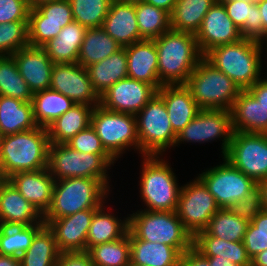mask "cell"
Segmentation results:
<instances>
[{"instance_id":"1","label":"cell","mask_w":267,"mask_h":266,"mask_svg":"<svg viewBox=\"0 0 267 266\" xmlns=\"http://www.w3.org/2000/svg\"><path fill=\"white\" fill-rule=\"evenodd\" d=\"M158 52V77L161 85H185L203 58L196 36L169 30L153 39Z\"/></svg>"},{"instance_id":"2","label":"cell","mask_w":267,"mask_h":266,"mask_svg":"<svg viewBox=\"0 0 267 266\" xmlns=\"http://www.w3.org/2000/svg\"><path fill=\"white\" fill-rule=\"evenodd\" d=\"M47 128L0 137V171L6 178L17 172L38 171L48 167Z\"/></svg>"},{"instance_id":"3","label":"cell","mask_w":267,"mask_h":266,"mask_svg":"<svg viewBox=\"0 0 267 266\" xmlns=\"http://www.w3.org/2000/svg\"><path fill=\"white\" fill-rule=\"evenodd\" d=\"M263 45L242 38L232 44L212 48L203 57L225 73L241 90L249 89L261 77Z\"/></svg>"},{"instance_id":"4","label":"cell","mask_w":267,"mask_h":266,"mask_svg":"<svg viewBox=\"0 0 267 266\" xmlns=\"http://www.w3.org/2000/svg\"><path fill=\"white\" fill-rule=\"evenodd\" d=\"M110 189L96 178H65L54 183L51 205L43 215L51 220L73 215L86 209H98L108 198ZM105 201V202H104Z\"/></svg>"},{"instance_id":"5","label":"cell","mask_w":267,"mask_h":266,"mask_svg":"<svg viewBox=\"0 0 267 266\" xmlns=\"http://www.w3.org/2000/svg\"><path fill=\"white\" fill-rule=\"evenodd\" d=\"M114 162L110 154L82 153L61 143L49 145L47 168L55 181L76 177L96 178L110 189L109 174L106 173Z\"/></svg>"},{"instance_id":"6","label":"cell","mask_w":267,"mask_h":266,"mask_svg":"<svg viewBox=\"0 0 267 266\" xmlns=\"http://www.w3.org/2000/svg\"><path fill=\"white\" fill-rule=\"evenodd\" d=\"M140 176V195L145 210L176 211L181 187L169 163L160 156L144 155ZM179 186V187H178Z\"/></svg>"},{"instance_id":"7","label":"cell","mask_w":267,"mask_h":266,"mask_svg":"<svg viewBox=\"0 0 267 266\" xmlns=\"http://www.w3.org/2000/svg\"><path fill=\"white\" fill-rule=\"evenodd\" d=\"M129 230L141 240L178 248L182 253L193 246V237L175 211L137 210L129 214Z\"/></svg>"},{"instance_id":"8","label":"cell","mask_w":267,"mask_h":266,"mask_svg":"<svg viewBox=\"0 0 267 266\" xmlns=\"http://www.w3.org/2000/svg\"><path fill=\"white\" fill-rule=\"evenodd\" d=\"M185 86L200 109L229 111L242 91L234 81L204 57L198 62Z\"/></svg>"},{"instance_id":"9","label":"cell","mask_w":267,"mask_h":266,"mask_svg":"<svg viewBox=\"0 0 267 266\" xmlns=\"http://www.w3.org/2000/svg\"><path fill=\"white\" fill-rule=\"evenodd\" d=\"M139 139V153L162 156L175 147L177 134L173 131L162 97L157 93L135 115Z\"/></svg>"},{"instance_id":"10","label":"cell","mask_w":267,"mask_h":266,"mask_svg":"<svg viewBox=\"0 0 267 266\" xmlns=\"http://www.w3.org/2000/svg\"><path fill=\"white\" fill-rule=\"evenodd\" d=\"M91 126L100 138L102 146L115 160L125 153V149L128 150L132 146L139 151L135 115L110 111L97 105L91 114Z\"/></svg>"},{"instance_id":"11","label":"cell","mask_w":267,"mask_h":266,"mask_svg":"<svg viewBox=\"0 0 267 266\" xmlns=\"http://www.w3.org/2000/svg\"><path fill=\"white\" fill-rule=\"evenodd\" d=\"M219 209L215 198L198 177L181 186L175 212L192 237L207 228Z\"/></svg>"},{"instance_id":"12","label":"cell","mask_w":267,"mask_h":266,"mask_svg":"<svg viewBox=\"0 0 267 266\" xmlns=\"http://www.w3.org/2000/svg\"><path fill=\"white\" fill-rule=\"evenodd\" d=\"M224 158L256 183L267 179V134L234 132Z\"/></svg>"},{"instance_id":"13","label":"cell","mask_w":267,"mask_h":266,"mask_svg":"<svg viewBox=\"0 0 267 266\" xmlns=\"http://www.w3.org/2000/svg\"><path fill=\"white\" fill-rule=\"evenodd\" d=\"M223 163L198 175L220 208L244 199L257 183L223 157Z\"/></svg>"},{"instance_id":"14","label":"cell","mask_w":267,"mask_h":266,"mask_svg":"<svg viewBox=\"0 0 267 266\" xmlns=\"http://www.w3.org/2000/svg\"><path fill=\"white\" fill-rule=\"evenodd\" d=\"M234 130L230 111L200 109L195 118L177 135L175 146L182 142H211L221 139V152L227 153Z\"/></svg>"},{"instance_id":"15","label":"cell","mask_w":267,"mask_h":266,"mask_svg":"<svg viewBox=\"0 0 267 266\" xmlns=\"http://www.w3.org/2000/svg\"><path fill=\"white\" fill-rule=\"evenodd\" d=\"M73 21L69 0L49 1L30 9L29 44L34 47H42Z\"/></svg>"},{"instance_id":"16","label":"cell","mask_w":267,"mask_h":266,"mask_svg":"<svg viewBox=\"0 0 267 266\" xmlns=\"http://www.w3.org/2000/svg\"><path fill=\"white\" fill-rule=\"evenodd\" d=\"M50 89L58 91L75 104L97 106L100 97L93 89L87 69L78 63L54 64Z\"/></svg>"},{"instance_id":"17","label":"cell","mask_w":267,"mask_h":266,"mask_svg":"<svg viewBox=\"0 0 267 266\" xmlns=\"http://www.w3.org/2000/svg\"><path fill=\"white\" fill-rule=\"evenodd\" d=\"M157 94L151 85L126 77L112 85L100 96V104L107 110L136 115Z\"/></svg>"},{"instance_id":"18","label":"cell","mask_w":267,"mask_h":266,"mask_svg":"<svg viewBox=\"0 0 267 266\" xmlns=\"http://www.w3.org/2000/svg\"><path fill=\"white\" fill-rule=\"evenodd\" d=\"M195 36L203 56L216 46L232 44L242 39L240 29L227 15L220 0H216L211 6Z\"/></svg>"},{"instance_id":"19","label":"cell","mask_w":267,"mask_h":266,"mask_svg":"<svg viewBox=\"0 0 267 266\" xmlns=\"http://www.w3.org/2000/svg\"><path fill=\"white\" fill-rule=\"evenodd\" d=\"M96 210H82L67 217L53 219L47 224L54 234L60 253L87 251V234Z\"/></svg>"},{"instance_id":"20","label":"cell","mask_w":267,"mask_h":266,"mask_svg":"<svg viewBox=\"0 0 267 266\" xmlns=\"http://www.w3.org/2000/svg\"><path fill=\"white\" fill-rule=\"evenodd\" d=\"M12 57L17 64L19 74L33 94L50 88L54 63L43 47L28 45L19 49Z\"/></svg>"},{"instance_id":"21","label":"cell","mask_w":267,"mask_h":266,"mask_svg":"<svg viewBox=\"0 0 267 266\" xmlns=\"http://www.w3.org/2000/svg\"><path fill=\"white\" fill-rule=\"evenodd\" d=\"M23 198L43 216L51 205L55 179L48 168L38 171L17 172L7 178Z\"/></svg>"},{"instance_id":"22","label":"cell","mask_w":267,"mask_h":266,"mask_svg":"<svg viewBox=\"0 0 267 266\" xmlns=\"http://www.w3.org/2000/svg\"><path fill=\"white\" fill-rule=\"evenodd\" d=\"M45 224L43 216L8 180L0 188V225Z\"/></svg>"},{"instance_id":"23","label":"cell","mask_w":267,"mask_h":266,"mask_svg":"<svg viewBox=\"0 0 267 266\" xmlns=\"http://www.w3.org/2000/svg\"><path fill=\"white\" fill-rule=\"evenodd\" d=\"M127 55L128 77L153 85L162 86L158 77V52L154 40H141L124 47Z\"/></svg>"},{"instance_id":"24","label":"cell","mask_w":267,"mask_h":266,"mask_svg":"<svg viewBox=\"0 0 267 266\" xmlns=\"http://www.w3.org/2000/svg\"><path fill=\"white\" fill-rule=\"evenodd\" d=\"M102 28L122 48L144 40L138 28L135 3L111 1Z\"/></svg>"},{"instance_id":"25","label":"cell","mask_w":267,"mask_h":266,"mask_svg":"<svg viewBox=\"0 0 267 266\" xmlns=\"http://www.w3.org/2000/svg\"><path fill=\"white\" fill-rule=\"evenodd\" d=\"M157 93L162 97L173 131L178 135L200 108L185 85H162Z\"/></svg>"},{"instance_id":"26","label":"cell","mask_w":267,"mask_h":266,"mask_svg":"<svg viewBox=\"0 0 267 266\" xmlns=\"http://www.w3.org/2000/svg\"><path fill=\"white\" fill-rule=\"evenodd\" d=\"M234 132L267 134V107L242 90L231 109Z\"/></svg>"},{"instance_id":"27","label":"cell","mask_w":267,"mask_h":266,"mask_svg":"<svg viewBox=\"0 0 267 266\" xmlns=\"http://www.w3.org/2000/svg\"><path fill=\"white\" fill-rule=\"evenodd\" d=\"M130 263L140 266H179L181 255L178 248L138 239L129 230Z\"/></svg>"},{"instance_id":"28","label":"cell","mask_w":267,"mask_h":266,"mask_svg":"<svg viewBox=\"0 0 267 266\" xmlns=\"http://www.w3.org/2000/svg\"><path fill=\"white\" fill-rule=\"evenodd\" d=\"M86 30V27L73 21L42 47L48 52L54 64L77 63Z\"/></svg>"},{"instance_id":"29","label":"cell","mask_w":267,"mask_h":266,"mask_svg":"<svg viewBox=\"0 0 267 266\" xmlns=\"http://www.w3.org/2000/svg\"><path fill=\"white\" fill-rule=\"evenodd\" d=\"M37 127L32 102L0 95V137Z\"/></svg>"},{"instance_id":"30","label":"cell","mask_w":267,"mask_h":266,"mask_svg":"<svg viewBox=\"0 0 267 266\" xmlns=\"http://www.w3.org/2000/svg\"><path fill=\"white\" fill-rule=\"evenodd\" d=\"M93 89L99 97L119 80L128 77L125 48L86 67Z\"/></svg>"},{"instance_id":"31","label":"cell","mask_w":267,"mask_h":266,"mask_svg":"<svg viewBox=\"0 0 267 266\" xmlns=\"http://www.w3.org/2000/svg\"><path fill=\"white\" fill-rule=\"evenodd\" d=\"M94 107L74 104L47 127L49 143H67L72 137L91 125V114Z\"/></svg>"},{"instance_id":"32","label":"cell","mask_w":267,"mask_h":266,"mask_svg":"<svg viewBox=\"0 0 267 266\" xmlns=\"http://www.w3.org/2000/svg\"><path fill=\"white\" fill-rule=\"evenodd\" d=\"M193 247L205 257L221 256L239 266H251L243 241L219 239L204 230L193 237Z\"/></svg>"},{"instance_id":"33","label":"cell","mask_w":267,"mask_h":266,"mask_svg":"<svg viewBox=\"0 0 267 266\" xmlns=\"http://www.w3.org/2000/svg\"><path fill=\"white\" fill-rule=\"evenodd\" d=\"M233 23L240 29L242 38L263 45V22L258 5L236 0H220Z\"/></svg>"},{"instance_id":"34","label":"cell","mask_w":267,"mask_h":266,"mask_svg":"<svg viewBox=\"0 0 267 266\" xmlns=\"http://www.w3.org/2000/svg\"><path fill=\"white\" fill-rule=\"evenodd\" d=\"M104 207L102 205L94 212L87 234V251L93 246L118 240L129 231V217L118 219L112 213L105 212Z\"/></svg>"},{"instance_id":"35","label":"cell","mask_w":267,"mask_h":266,"mask_svg":"<svg viewBox=\"0 0 267 266\" xmlns=\"http://www.w3.org/2000/svg\"><path fill=\"white\" fill-rule=\"evenodd\" d=\"M31 102L34 121L37 126L44 128H47L75 104L64 94L50 88L34 93Z\"/></svg>"},{"instance_id":"36","label":"cell","mask_w":267,"mask_h":266,"mask_svg":"<svg viewBox=\"0 0 267 266\" xmlns=\"http://www.w3.org/2000/svg\"><path fill=\"white\" fill-rule=\"evenodd\" d=\"M216 0H176L170 14L171 29L196 34L203 19Z\"/></svg>"},{"instance_id":"37","label":"cell","mask_w":267,"mask_h":266,"mask_svg":"<svg viewBox=\"0 0 267 266\" xmlns=\"http://www.w3.org/2000/svg\"><path fill=\"white\" fill-rule=\"evenodd\" d=\"M121 48L102 27L87 29L79 50L77 63L86 68L106 59Z\"/></svg>"},{"instance_id":"38","label":"cell","mask_w":267,"mask_h":266,"mask_svg":"<svg viewBox=\"0 0 267 266\" xmlns=\"http://www.w3.org/2000/svg\"><path fill=\"white\" fill-rule=\"evenodd\" d=\"M60 251L53 232L45 225L20 256L21 266H56Z\"/></svg>"},{"instance_id":"39","label":"cell","mask_w":267,"mask_h":266,"mask_svg":"<svg viewBox=\"0 0 267 266\" xmlns=\"http://www.w3.org/2000/svg\"><path fill=\"white\" fill-rule=\"evenodd\" d=\"M136 19L140 36L153 40L171 30L170 13L144 1L135 3Z\"/></svg>"},{"instance_id":"40","label":"cell","mask_w":267,"mask_h":266,"mask_svg":"<svg viewBox=\"0 0 267 266\" xmlns=\"http://www.w3.org/2000/svg\"><path fill=\"white\" fill-rule=\"evenodd\" d=\"M44 226L45 224L30 226L0 225V254L20 258L32 244L34 236Z\"/></svg>"},{"instance_id":"41","label":"cell","mask_w":267,"mask_h":266,"mask_svg":"<svg viewBox=\"0 0 267 266\" xmlns=\"http://www.w3.org/2000/svg\"><path fill=\"white\" fill-rule=\"evenodd\" d=\"M250 222L233 214L228 208H220L211 218L205 231L219 239L243 241Z\"/></svg>"},{"instance_id":"42","label":"cell","mask_w":267,"mask_h":266,"mask_svg":"<svg viewBox=\"0 0 267 266\" xmlns=\"http://www.w3.org/2000/svg\"><path fill=\"white\" fill-rule=\"evenodd\" d=\"M0 95L25 102L32 101L33 93L19 74L12 56H0Z\"/></svg>"},{"instance_id":"43","label":"cell","mask_w":267,"mask_h":266,"mask_svg":"<svg viewBox=\"0 0 267 266\" xmlns=\"http://www.w3.org/2000/svg\"><path fill=\"white\" fill-rule=\"evenodd\" d=\"M87 252L94 266H128L130 264L129 231L120 239L93 246Z\"/></svg>"},{"instance_id":"44","label":"cell","mask_w":267,"mask_h":266,"mask_svg":"<svg viewBox=\"0 0 267 266\" xmlns=\"http://www.w3.org/2000/svg\"><path fill=\"white\" fill-rule=\"evenodd\" d=\"M69 2L74 21L87 29L102 27L111 5V0H69Z\"/></svg>"},{"instance_id":"45","label":"cell","mask_w":267,"mask_h":266,"mask_svg":"<svg viewBox=\"0 0 267 266\" xmlns=\"http://www.w3.org/2000/svg\"><path fill=\"white\" fill-rule=\"evenodd\" d=\"M29 44L28 21L0 24V56H12Z\"/></svg>"},{"instance_id":"46","label":"cell","mask_w":267,"mask_h":266,"mask_svg":"<svg viewBox=\"0 0 267 266\" xmlns=\"http://www.w3.org/2000/svg\"><path fill=\"white\" fill-rule=\"evenodd\" d=\"M228 209L240 218L251 222L263 209L261 190L258 184L249 191L244 199L237 200Z\"/></svg>"},{"instance_id":"47","label":"cell","mask_w":267,"mask_h":266,"mask_svg":"<svg viewBox=\"0 0 267 266\" xmlns=\"http://www.w3.org/2000/svg\"><path fill=\"white\" fill-rule=\"evenodd\" d=\"M66 144L82 153L109 154L91 125L72 137Z\"/></svg>"},{"instance_id":"48","label":"cell","mask_w":267,"mask_h":266,"mask_svg":"<svg viewBox=\"0 0 267 266\" xmlns=\"http://www.w3.org/2000/svg\"><path fill=\"white\" fill-rule=\"evenodd\" d=\"M30 9L26 0H0V24L28 21Z\"/></svg>"},{"instance_id":"49","label":"cell","mask_w":267,"mask_h":266,"mask_svg":"<svg viewBox=\"0 0 267 266\" xmlns=\"http://www.w3.org/2000/svg\"><path fill=\"white\" fill-rule=\"evenodd\" d=\"M56 266H94L87 251L61 252Z\"/></svg>"},{"instance_id":"50","label":"cell","mask_w":267,"mask_h":266,"mask_svg":"<svg viewBox=\"0 0 267 266\" xmlns=\"http://www.w3.org/2000/svg\"><path fill=\"white\" fill-rule=\"evenodd\" d=\"M243 243L247 255L252 259L258 253L267 250V235L260 233H245Z\"/></svg>"},{"instance_id":"51","label":"cell","mask_w":267,"mask_h":266,"mask_svg":"<svg viewBox=\"0 0 267 266\" xmlns=\"http://www.w3.org/2000/svg\"><path fill=\"white\" fill-rule=\"evenodd\" d=\"M179 266H210V263L205 256L192 246L181 255Z\"/></svg>"},{"instance_id":"52","label":"cell","mask_w":267,"mask_h":266,"mask_svg":"<svg viewBox=\"0 0 267 266\" xmlns=\"http://www.w3.org/2000/svg\"><path fill=\"white\" fill-rule=\"evenodd\" d=\"M247 91L262 105L267 107V77L262 76Z\"/></svg>"},{"instance_id":"53","label":"cell","mask_w":267,"mask_h":266,"mask_svg":"<svg viewBox=\"0 0 267 266\" xmlns=\"http://www.w3.org/2000/svg\"><path fill=\"white\" fill-rule=\"evenodd\" d=\"M246 233H260L267 235V211L262 209L248 224Z\"/></svg>"},{"instance_id":"54","label":"cell","mask_w":267,"mask_h":266,"mask_svg":"<svg viewBox=\"0 0 267 266\" xmlns=\"http://www.w3.org/2000/svg\"><path fill=\"white\" fill-rule=\"evenodd\" d=\"M143 1L155 7L164 9L170 14L172 13L176 2V0H143Z\"/></svg>"},{"instance_id":"55","label":"cell","mask_w":267,"mask_h":266,"mask_svg":"<svg viewBox=\"0 0 267 266\" xmlns=\"http://www.w3.org/2000/svg\"><path fill=\"white\" fill-rule=\"evenodd\" d=\"M258 9L262 16L263 22V45L264 42L267 40V0H260L258 3Z\"/></svg>"},{"instance_id":"56","label":"cell","mask_w":267,"mask_h":266,"mask_svg":"<svg viewBox=\"0 0 267 266\" xmlns=\"http://www.w3.org/2000/svg\"><path fill=\"white\" fill-rule=\"evenodd\" d=\"M209 260L210 266H239L229 259L221 256L206 257Z\"/></svg>"},{"instance_id":"57","label":"cell","mask_w":267,"mask_h":266,"mask_svg":"<svg viewBox=\"0 0 267 266\" xmlns=\"http://www.w3.org/2000/svg\"><path fill=\"white\" fill-rule=\"evenodd\" d=\"M251 266H267V250H264L251 259Z\"/></svg>"},{"instance_id":"58","label":"cell","mask_w":267,"mask_h":266,"mask_svg":"<svg viewBox=\"0 0 267 266\" xmlns=\"http://www.w3.org/2000/svg\"><path fill=\"white\" fill-rule=\"evenodd\" d=\"M0 266H21L20 258L0 254Z\"/></svg>"},{"instance_id":"59","label":"cell","mask_w":267,"mask_h":266,"mask_svg":"<svg viewBox=\"0 0 267 266\" xmlns=\"http://www.w3.org/2000/svg\"><path fill=\"white\" fill-rule=\"evenodd\" d=\"M261 190L262 207L267 211V179L257 183Z\"/></svg>"},{"instance_id":"60","label":"cell","mask_w":267,"mask_h":266,"mask_svg":"<svg viewBox=\"0 0 267 266\" xmlns=\"http://www.w3.org/2000/svg\"><path fill=\"white\" fill-rule=\"evenodd\" d=\"M30 8H35L40 4L49 2V1H55V0H26Z\"/></svg>"},{"instance_id":"61","label":"cell","mask_w":267,"mask_h":266,"mask_svg":"<svg viewBox=\"0 0 267 266\" xmlns=\"http://www.w3.org/2000/svg\"><path fill=\"white\" fill-rule=\"evenodd\" d=\"M7 178L5 175L0 171V188L6 182Z\"/></svg>"},{"instance_id":"62","label":"cell","mask_w":267,"mask_h":266,"mask_svg":"<svg viewBox=\"0 0 267 266\" xmlns=\"http://www.w3.org/2000/svg\"><path fill=\"white\" fill-rule=\"evenodd\" d=\"M111 1H115V2H127V3H137V2L143 1V0H111Z\"/></svg>"},{"instance_id":"63","label":"cell","mask_w":267,"mask_h":266,"mask_svg":"<svg viewBox=\"0 0 267 266\" xmlns=\"http://www.w3.org/2000/svg\"><path fill=\"white\" fill-rule=\"evenodd\" d=\"M236 1H244V2H247V3L257 4L260 0H236Z\"/></svg>"},{"instance_id":"64","label":"cell","mask_w":267,"mask_h":266,"mask_svg":"<svg viewBox=\"0 0 267 266\" xmlns=\"http://www.w3.org/2000/svg\"><path fill=\"white\" fill-rule=\"evenodd\" d=\"M128 266H140V265H135V264L130 263Z\"/></svg>"},{"instance_id":"65","label":"cell","mask_w":267,"mask_h":266,"mask_svg":"<svg viewBox=\"0 0 267 266\" xmlns=\"http://www.w3.org/2000/svg\"><path fill=\"white\" fill-rule=\"evenodd\" d=\"M264 43H266V45H265V46L267 47V40H266ZM264 49H266V52H267V48H264Z\"/></svg>"}]
</instances>
